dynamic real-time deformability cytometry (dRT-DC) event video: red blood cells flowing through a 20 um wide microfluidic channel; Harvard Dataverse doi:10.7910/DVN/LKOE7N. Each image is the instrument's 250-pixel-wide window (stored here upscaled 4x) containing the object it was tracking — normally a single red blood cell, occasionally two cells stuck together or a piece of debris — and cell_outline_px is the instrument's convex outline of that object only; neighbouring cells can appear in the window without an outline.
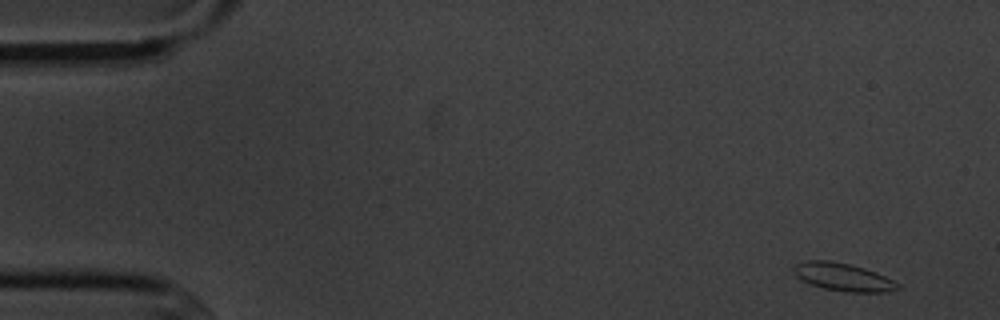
{"species": "common noctule bat (a hibernating species)", "species_latin": "Nyctalus noctula", "temperature_condition": "cold", "stored_images_in_passage": 10, "camera_frame_rate_fps": 3000, "um_per_image_px": 0.085, "animal": {"sex": "male", "body_mass_g": 20.1, "forearm_length_mm": 53.5}, "frame": {"image": 1, "passage_image": 1, "time_ms": 0.0, "image_size_px": [1000, 320], "cell_outline_px": [[900, 288], [888, 292], [848, 292], [824, 288], [812, 284], [796, 276], [792, 268], [796, 264], [808, 260], [828, 260], [848, 264], [864, 268], [876, 272], [900, 284]], "centroid_in_image_um": [71.68, 23.55], "position_along_channel_um": 13.3, "area_um2": 16.65}}
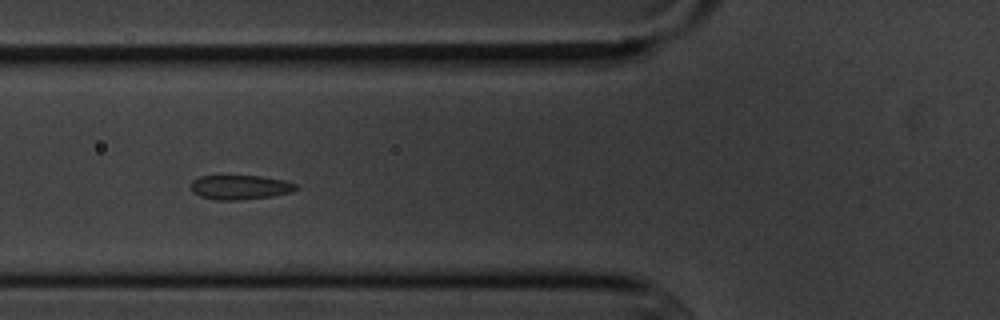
{"frame": {"image": 2, "passage_image": 6, "time_ms": 5.667, "image_size_px": [1000, 320], "cell_outline_px": [[300, 188], [292, 192], [272, 196], [240, 200], [216, 200], [200, 196], [192, 192], [192, 180], [200, 176], [264, 176], [284, 180], [296, 184]], "centroid_in_image_um": [20.44, 15.92], "position_along_channel_um": 105.4, "area_um2": 15.03}}
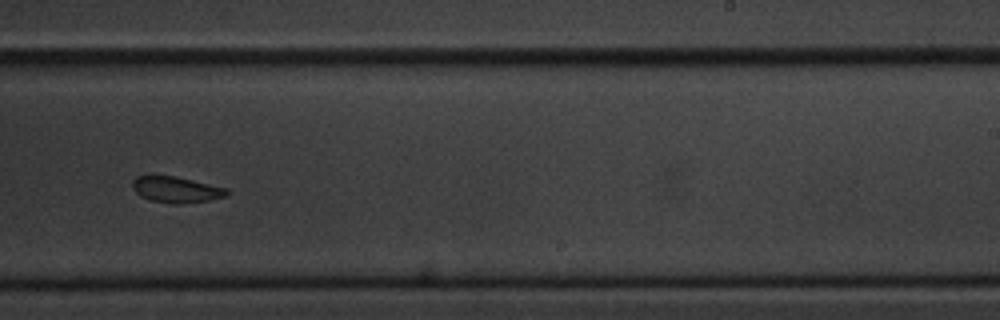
{"frame": {"image": 3, "passage_image": 10, "time_ms": 10.333, "image_size_px": [1000, 320], "cell_outline_px": [[228, 192], [224, 196], [208, 200], [184, 204], [172, 204], [152, 200], [140, 196], [132, 188], [132, 180], [136, 176], [172, 176], [228, 188]], "centroid_in_image_um": [14.94, 16.12], "position_along_channel_um": 274.1, "area_um2": 14.1}}